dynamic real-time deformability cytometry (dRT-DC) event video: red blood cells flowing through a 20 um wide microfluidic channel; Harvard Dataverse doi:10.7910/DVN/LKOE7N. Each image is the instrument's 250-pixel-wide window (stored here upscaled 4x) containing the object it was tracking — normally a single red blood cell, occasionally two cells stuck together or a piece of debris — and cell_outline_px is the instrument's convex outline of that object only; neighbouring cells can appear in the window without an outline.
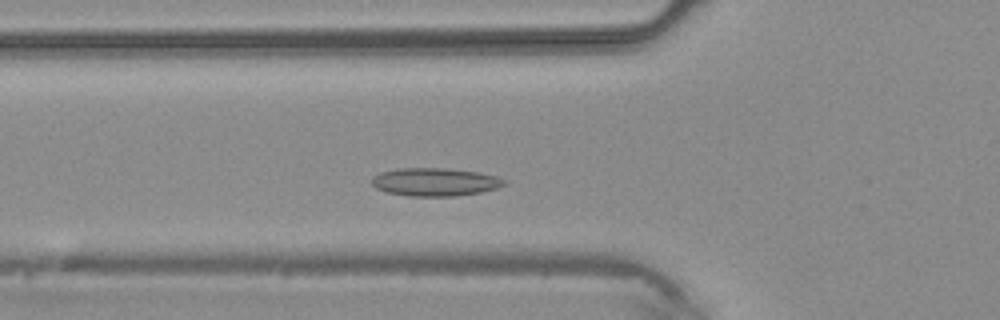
{"species": "common noctule bat (a hibernating species)", "species_latin": "Nyctalus noctula", "temperature_condition": "warm", "stored_images_in_passage": 32, "segment_of_instrument_passage": [1, 2], "camera_frame_rate_fps": 3000, "um_per_image_px": 0.085, "animal": {"sex": "male", "body_mass_g": 20.4}, "frame": {"image": 1, "passage_image": 3, "time_ms": 0.667, "image_size_px": [1000, 320], "cell_outline_px": [[508, 180], [504, 184], [496, 188], [480, 192], [456, 196], [408, 196], [388, 192], [376, 188], [372, 184], [372, 176], [380, 172], [400, 168], [444, 168], [476, 172], [496, 176]], "centroid_in_image_um": [36.96, 15.46], "position_along_channel_um": 88.8, "area_um2": 21.56}}
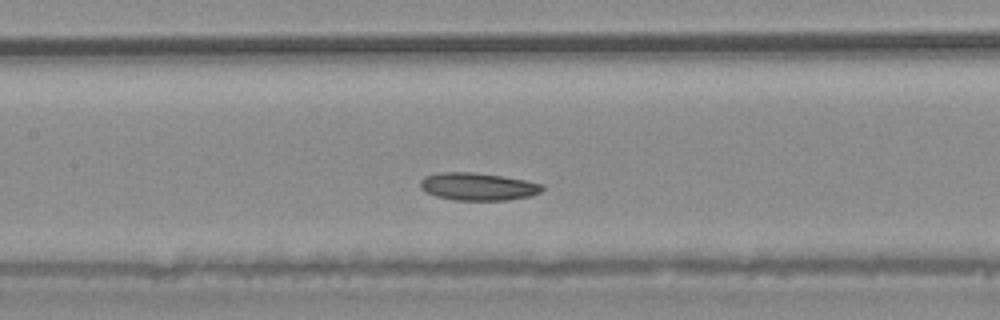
{"frame": {"image": 2, "passage_image": 8, "time_ms": 2.333, "image_size_px": [1000, 320], "cell_outline_px": [[544, 188], [540, 192], [528, 196], [508, 200], [456, 200], [436, 196], [424, 192], [420, 188], [420, 180], [424, 176], [440, 172], [472, 172], [500, 176], [524, 180], [544, 184]], "centroid_in_image_um": [40.58, 15.85], "position_along_channel_um": 166.8, "area_um2": 19.59}}
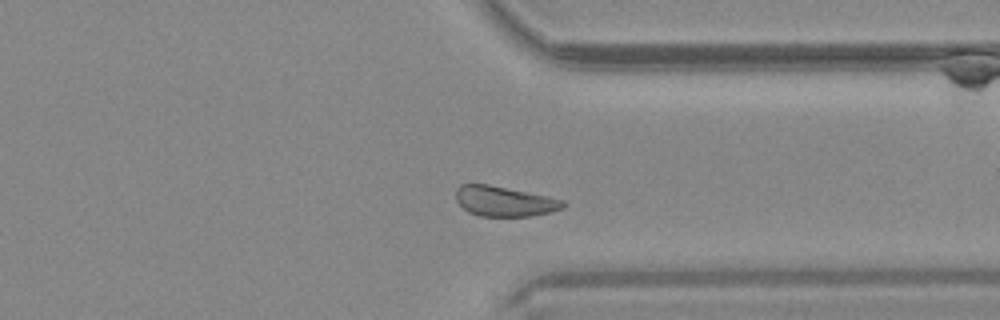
{"frame": {"image": 3, "passage_image": 21, "time_ms": 6.667, "image_size_px": [1000, 320], "cell_outline_px": [[568, 204], [564, 208], [532, 216], [480, 216], [468, 212], [456, 200], [456, 188], [460, 184], [488, 184], [548, 196], [564, 200]], "centroid_in_image_um": [42.88, 17.1], "position_along_channel_um": 368.5, "area_um2": 18.84}}